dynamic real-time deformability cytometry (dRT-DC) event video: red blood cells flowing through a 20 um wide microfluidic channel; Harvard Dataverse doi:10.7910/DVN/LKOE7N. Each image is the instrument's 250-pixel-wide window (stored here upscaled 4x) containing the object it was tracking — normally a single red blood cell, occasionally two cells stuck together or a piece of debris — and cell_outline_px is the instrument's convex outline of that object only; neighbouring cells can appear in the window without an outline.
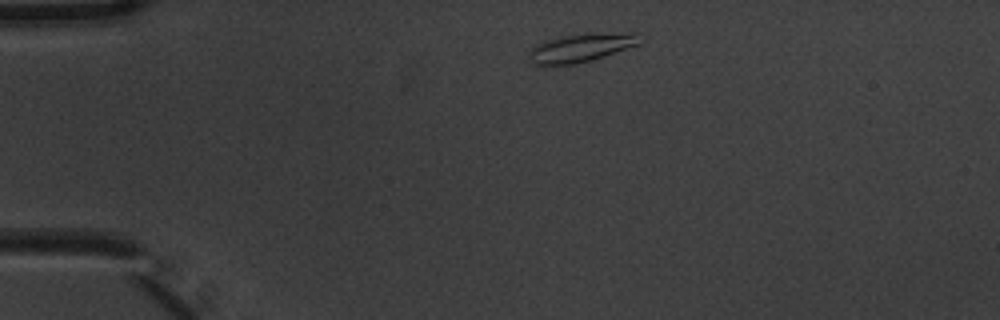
{"species": "common noctule bat (a hibernating species)", "species_latin": "Nyctalus noctula", "temperature_condition": "warm", "stored_images_in_passage": 4, "camera_frame_rate_fps": 3000, "um_per_image_px": 0.085, "animal": {"sex": "male", "body_mass_g": 20.1, "forearm_length_mm": 53.5}, "frame": {"image": 1, "passage_image": 1, "time_ms": 0.0, "image_size_px": [1000, 320], "cell_outline_px": [[640, 44], [592, 60], [572, 64], [528, 64], [528, 52], [536, 44], [548, 40], [564, 36], [628, 32], [640, 32]], "centroid_in_image_um": [49.4, 4.07], "position_along_channel_um": 35.6, "area_um2": 18.03}}
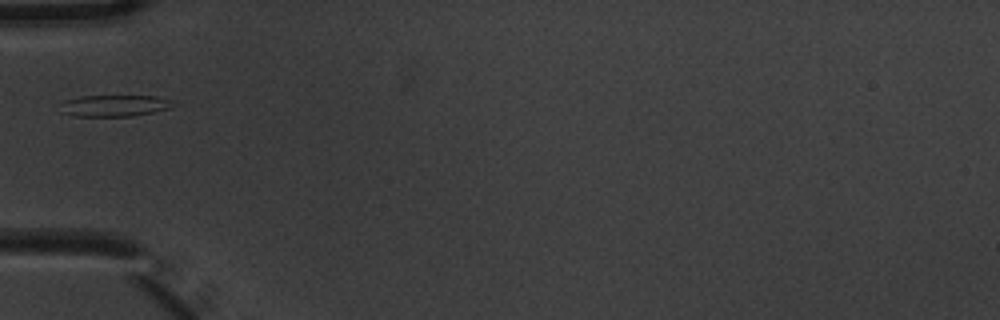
{"frame": {"image": 2, "passage_image": 3, "time_ms": 0.667, "image_size_px": [1000, 320], "cell_outline_px": [[180, 104], [168, 108], [152, 112], [132, 116], [72, 116], [60, 112], [64, 100], [80, 96], [156, 96], [172, 100]], "centroid_in_image_um": [9.75, 8.98], "position_along_channel_um": 75.2, "area_um2": 14.22}}
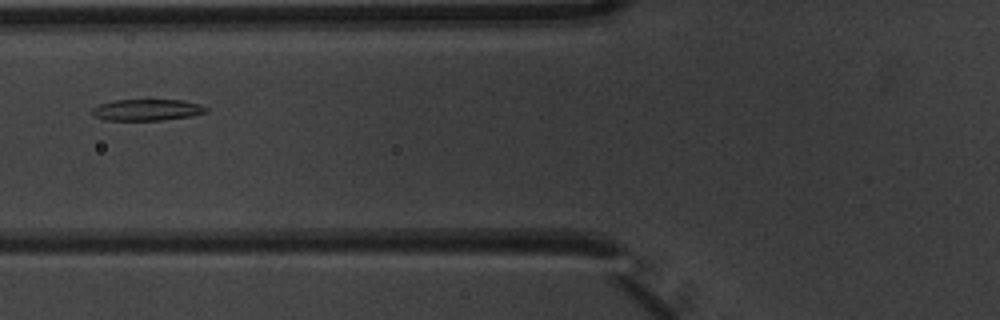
{"frame": {"image": 3, "passage_image": 4, "time_ms": 1.0, "image_size_px": [1000, 320], "cell_outline_px": [[208, 112], [188, 116], [160, 120], [104, 120], [92, 116], [88, 112], [92, 108], [100, 104], [116, 100], [184, 100], [200, 104], [208, 108]], "centroid_in_image_um": [12.44, 9.34], "position_along_channel_um": 113.4, "area_um2": 14.28}}